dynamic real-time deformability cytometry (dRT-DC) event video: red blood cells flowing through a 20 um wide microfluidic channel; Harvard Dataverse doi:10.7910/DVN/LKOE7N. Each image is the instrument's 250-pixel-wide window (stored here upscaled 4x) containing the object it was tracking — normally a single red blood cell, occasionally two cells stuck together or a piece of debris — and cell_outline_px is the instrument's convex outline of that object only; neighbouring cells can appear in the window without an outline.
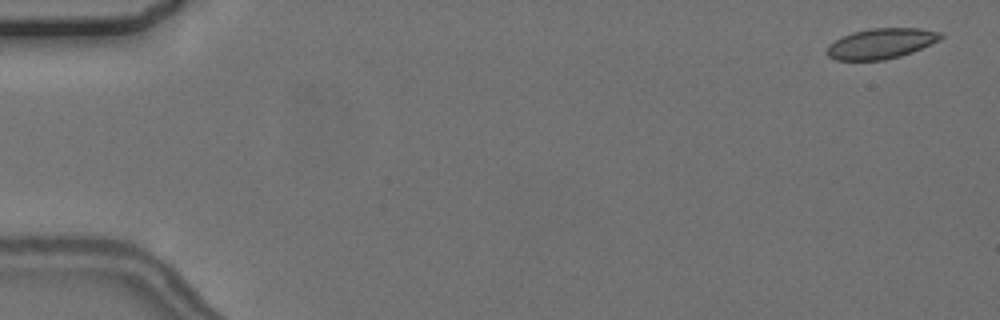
{"species": "common noctule bat (a hibernating species)", "species_latin": "Nyctalus noctula", "temperature_condition": "cold", "stored_images_in_passage": 5, "camera_frame_rate_fps": 3000, "um_per_image_px": 0.085, "animal": {"sex": "female", "body_mass_g": 24.6, "forearm_length_mm": 56.2}, "frame": {"image": 1, "passage_image": 1, "time_ms": 0.0, "image_size_px": [1000, 320], "cell_outline_px": [[944, 36], [940, 40], [912, 52], [900, 56], [884, 60], [836, 60], [828, 56], [828, 44], [852, 32], [872, 28], [920, 28], [944, 32]], "centroid_in_image_um": [74.94, 3.69], "position_along_channel_um": 10.1, "area_um2": 20.11}}
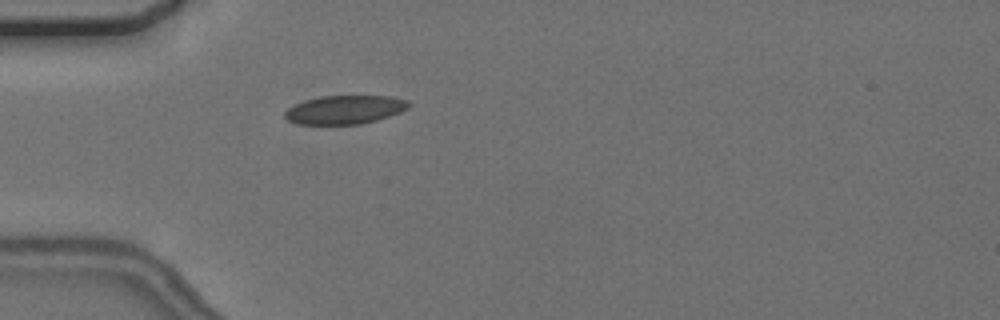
{"frame": {"image": 2, "passage_image": 5, "time_ms": 5.0, "image_size_px": [1000, 320], "cell_outline_px": [[412, 104], [408, 108], [400, 112], [376, 120], [360, 124], [296, 124], [288, 120], [284, 116], [284, 112], [288, 108], [296, 104], [320, 96], [388, 96], [408, 100]], "centroid_in_image_um": [29.32, 9.32], "position_along_channel_um": 55.7, "area_um2": 20.52}}